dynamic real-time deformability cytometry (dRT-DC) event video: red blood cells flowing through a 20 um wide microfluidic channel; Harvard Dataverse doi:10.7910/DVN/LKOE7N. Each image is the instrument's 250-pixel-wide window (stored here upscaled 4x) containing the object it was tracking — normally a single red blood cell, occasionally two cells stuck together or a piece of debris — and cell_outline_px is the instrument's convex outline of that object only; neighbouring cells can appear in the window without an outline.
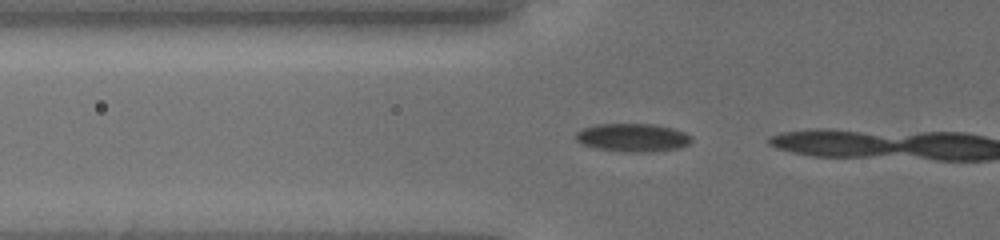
{"species": "common noctule bat (a hibernating species)", "species_latin": "Nyctalus noctula", "temperature_condition": "cold", "stored_images_in_passage": 5, "camera_frame_rate_fps": 3000, "um_per_image_px": 0.085, "animal": {"sex": "female", "body_mass_g": 19.5, "forearm_length_mm": 54.1}, "frame": {"image": 1, "passage_image": 3, "time_ms": 0.667, "image_size_px": [1000, 240], "cell_outline_px": [[692, 140], [688, 144], [680, 148], [652, 152], [624, 152], [596, 148], [580, 144], [576, 140], [576, 132], [580, 128], [596, 124], [656, 124], [672, 128], [684, 132], [692, 136]], "centroid_in_image_um": [53.76, 11.69], "position_along_channel_um": 72.0, "area_um2": 19.31}}